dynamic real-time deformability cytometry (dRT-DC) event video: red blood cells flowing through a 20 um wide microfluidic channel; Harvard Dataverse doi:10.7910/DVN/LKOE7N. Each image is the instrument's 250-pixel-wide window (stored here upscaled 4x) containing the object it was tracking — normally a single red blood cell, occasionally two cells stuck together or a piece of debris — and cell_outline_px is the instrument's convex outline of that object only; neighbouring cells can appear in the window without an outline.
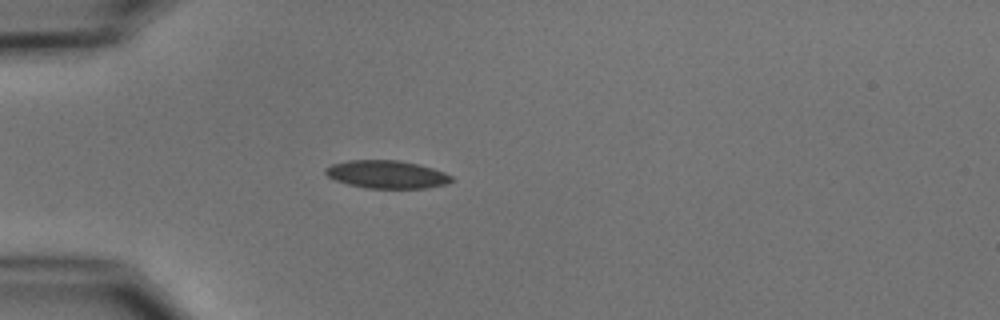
{"species": "common noctule bat (a hibernating species)", "species_latin": "Nyctalus noctula", "temperature_condition": "cold", "stored_images_in_passage": 4, "camera_frame_rate_fps": 3000, "um_per_image_px": 0.085, "animal": {"sex": "male", "body_mass_g": 15.6}, "frame": {"image": 1, "passage_image": 3, "time_ms": 3.333, "image_size_px": [1000, 320], "cell_outline_px": [[452, 180], [448, 184], [428, 188], [364, 188], [348, 184], [336, 180], [328, 176], [324, 172], [324, 168], [332, 164], [348, 160], [400, 160], [432, 168], [444, 172], [452, 176]], "centroid_in_image_um": [32.87, 14.82], "position_along_channel_um": 52.1, "area_um2": 20.52}}